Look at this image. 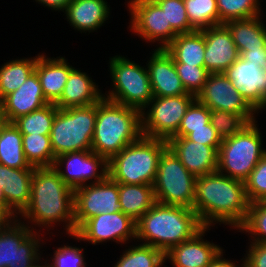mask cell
Returning a JSON list of instances; mask_svg holds the SVG:
<instances>
[{
  "mask_svg": "<svg viewBox=\"0 0 266 267\" xmlns=\"http://www.w3.org/2000/svg\"><path fill=\"white\" fill-rule=\"evenodd\" d=\"M49 104L43 95L41 83L34 71L27 80L1 100V112L13 123L21 116L43 108Z\"/></svg>",
  "mask_w": 266,
  "mask_h": 267,
  "instance_id": "obj_23",
  "label": "cell"
},
{
  "mask_svg": "<svg viewBox=\"0 0 266 267\" xmlns=\"http://www.w3.org/2000/svg\"><path fill=\"white\" fill-rule=\"evenodd\" d=\"M210 122V109L196 99L187 108L180 127L173 137H187L191 129L206 128Z\"/></svg>",
  "mask_w": 266,
  "mask_h": 267,
  "instance_id": "obj_39",
  "label": "cell"
},
{
  "mask_svg": "<svg viewBox=\"0 0 266 267\" xmlns=\"http://www.w3.org/2000/svg\"><path fill=\"white\" fill-rule=\"evenodd\" d=\"M211 227H204L193 238L173 246L165 253V261L173 267H208L222 248L203 237Z\"/></svg>",
  "mask_w": 266,
  "mask_h": 267,
  "instance_id": "obj_22",
  "label": "cell"
},
{
  "mask_svg": "<svg viewBox=\"0 0 266 267\" xmlns=\"http://www.w3.org/2000/svg\"><path fill=\"white\" fill-rule=\"evenodd\" d=\"M35 2L48 7V9L64 12L71 0H35Z\"/></svg>",
  "mask_w": 266,
  "mask_h": 267,
  "instance_id": "obj_48",
  "label": "cell"
},
{
  "mask_svg": "<svg viewBox=\"0 0 266 267\" xmlns=\"http://www.w3.org/2000/svg\"><path fill=\"white\" fill-rule=\"evenodd\" d=\"M203 228L193 209L156 202L136 222V240L166 253L173 246L193 238Z\"/></svg>",
  "mask_w": 266,
  "mask_h": 267,
  "instance_id": "obj_3",
  "label": "cell"
},
{
  "mask_svg": "<svg viewBox=\"0 0 266 267\" xmlns=\"http://www.w3.org/2000/svg\"><path fill=\"white\" fill-rule=\"evenodd\" d=\"M258 121L246 124L238 133L222 140L218 149L217 171L245 181L266 154Z\"/></svg>",
  "mask_w": 266,
  "mask_h": 267,
  "instance_id": "obj_6",
  "label": "cell"
},
{
  "mask_svg": "<svg viewBox=\"0 0 266 267\" xmlns=\"http://www.w3.org/2000/svg\"><path fill=\"white\" fill-rule=\"evenodd\" d=\"M45 262H43V260H39L37 263H35L34 265H32L31 267H48L47 266V261H49V260H44ZM41 262V263H40ZM44 263V264H43ZM41 264H43V265H41Z\"/></svg>",
  "mask_w": 266,
  "mask_h": 267,
  "instance_id": "obj_51",
  "label": "cell"
},
{
  "mask_svg": "<svg viewBox=\"0 0 266 267\" xmlns=\"http://www.w3.org/2000/svg\"><path fill=\"white\" fill-rule=\"evenodd\" d=\"M238 230L250 235V242H266V201L250 203L248 216Z\"/></svg>",
  "mask_w": 266,
  "mask_h": 267,
  "instance_id": "obj_37",
  "label": "cell"
},
{
  "mask_svg": "<svg viewBox=\"0 0 266 267\" xmlns=\"http://www.w3.org/2000/svg\"><path fill=\"white\" fill-rule=\"evenodd\" d=\"M195 98L210 110H224L238 114L247 123L256 121L255 115L258 112L224 73H209L203 88Z\"/></svg>",
  "mask_w": 266,
  "mask_h": 267,
  "instance_id": "obj_13",
  "label": "cell"
},
{
  "mask_svg": "<svg viewBox=\"0 0 266 267\" xmlns=\"http://www.w3.org/2000/svg\"><path fill=\"white\" fill-rule=\"evenodd\" d=\"M224 75L259 113L266 108V72L251 61L239 57ZM260 110V111H259Z\"/></svg>",
  "mask_w": 266,
  "mask_h": 267,
  "instance_id": "obj_17",
  "label": "cell"
},
{
  "mask_svg": "<svg viewBox=\"0 0 266 267\" xmlns=\"http://www.w3.org/2000/svg\"><path fill=\"white\" fill-rule=\"evenodd\" d=\"M190 24L196 30L219 25L216 0H184Z\"/></svg>",
  "mask_w": 266,
  "mask_h": 267,
  "instance_id": "obj_35",
  "label": "cell"
},
{
  "mask_svg": "<svg viewBox=\"0 0 266 267\" xmlns=\"http://www.w3.org/2000/svg\"><path fill=\"white\" fill-rule=\"evenodd\" d=\"M14 217L8 211H0V226L10 223Z\"/></svg>",
  "mask_w": 266,
  "mask_h": 267,
  "instance_id": "obj_49",
  "label": "cell"
},
{
  "mask_svg": "<svg viewBox=\"0 0 266 267\" xmlns=\"http://www.w3.org/2000/svg\"><path fill=\"white\" fill-rule=\"evenodd\" d=\"M8 123H9V121H8L7 117L2 112H0V136H1L3 129L5 128V126Z\"/></svg>",
  "mask_w": 266,
  "mask_h": 267,
  "instance_id": "obj_50",
  "label": "cell"
},
{
  "mask_svg": "<svg viewBox=\"0 0 266 267\" xmlns=\"http://www.w3.org/2000/svg\"><path fill=\"white\" fill-rule=\"evenodd\" d=\"M262 19V15H259L225 23L232 34L239 55L247 49H264L266 47V26Z\"/></svg>",
  "mask_w": 266,
  "mask_h": 267,
  "instance_id": "obj_27",
  "label": "cell"
},
{
  "mask_svg": "<svg viewBox=\"0 0 266 267\" xmlns=\"http://www.w3.org/2000/svg\"><path fill=\"white\" fill-rule=\"evenodd\" d=\"M187 138L207 146H220L222 143L221 138L210 122L206 125V128L191 129V133Z\"/></svg>",
  "mask_w": 266,
  "mask_h": 267,
  "instance_id": "obj_44",
  "label": "cell"
},
{
  "mask_svg": "<svg viewBox=\"0 0 266 267\" xmlns=\"http://www.w3.org/2000/svg\"><path fill=\"white\" fill-rule=\"evenodd\" d=\"M204 67L209 73H224L240 57L225 24L204 29Z\"/></svg>",
  "mask_w": 266,
  "mask_h": 267,
  "instance_id": "obj_19",
  "label": "cell"
},
{
  "mask_svg": "<svg viewBox=\"0 0 266 267\" xmlns=\"http://www.w3.org/2000/svg\"><path fill=\"white\" fill-rule=\"evenodd\" d=\"M165 11L167 24L177 34L190 33L196 29L190 24L184 0H154Z\"/></svg>",
  "mask_w": 266,
  "mask_h": 267,
  "instance_id": "obj_38",
  "label": "cell"
},
{
  "mask_svg": "<svg viewBox=\"0 0 266 267\" xmlns=\"http://www.w3.org/2000/svg\"><path fill=\"white\" fill-rule=\"evenodd\" d=\"M250 203L266 201V154L244 181Z\"/></svg>",
  "mask_w": 266,
  "mask_h": 267,
  "instance_id": "obj_42",
  "label": "cell"
},
{
  "mask_svg": "<svg viewBox=\"0 0 266 267\" xmlns=\"http://www.w3.org/2000/svg\"><path fill=\"white\" fill-rule=\"evenodd\" d=\"M246 251L244 267H266V242H251Z\"/></svg>",
  "mask_w": 266,
  "mask_h": 267,
  "instance_id": "obj_45",
  "label": "cell"
},
{
  "mask_svg": "<svg viewBox=\"0 0 266 267\" xmlns=\"http://www.w3.org/2000/svg\"><path fill=\"white\" fill-rule=\"evenodd\" d=\"M195 99L192 94L153 97L141 111L142 136L168 141L177 133L187 108Z\"/></svg>",
  "mask_w": 266,
  "mask_h": 267,
  "instance_id": "obj_11",
  "label": "cell"
},
{
  "mask_svg": "<svg viewBox=\"0 0 266 267\" xmlns=\"http://www.w3.org/2000/svg\"><path fill=\"white\" fill-rule=\"evenodd\" d=\"M37 231L18 218L0 226V267H31L42 259L39 248L44 239Z\"/></svg>",
  "mask_w": 266,
  "mask_h": 267,
  "instance_id": "obj_10",
  "label": "cell"
},
{
  "mask_svg": "<svg viewBox=\"0 0 266 267\" xmlns=\"http://www.w3.org/2000/svg\"><path fill=\"white\" fill-rule=\"evenodd\" d=\"M108 6L106 0H71L64 14L75 30L90 33L105 25L110 16Z\"/></svg>",
  "mask_w": 266,
  "mask_h": 267,
  "instance_id": "obj_25",
  "label": "cell"
},
{
  "mask_svg": "<svg viewBox=\"0 0 266 267\" xmlns=\"http://www.w3.org/2000/svg\"><path fill=\"white\" fill-rule=\"evenodd\" d=\"M210 123L221 140L230 138L248 124L240 115L224 110H210Z\"/></svg>",
  "mask_w": 266,
  "mask_h": 267,
  "instance_id": "obj_40",
  "label": "cell"
},
{
  "mask_svg": "<svg viewBox=\"0 0 266 267\" xmlns=\"http://www.w3.org/2000/svg\"><path fill=\"white\" fill-rule=\"evenodd\" d=\"M52 167L64 183L73 190L86 186L88 182L89 184L98 183L108 177V160L92 150L59 155L55 158Z\"/></svg>",
  "mask_w": 266,
  "mask_h": 267,
  "instance_id": "obj_12",
  "label": "cell"
},
{
  "mask_svg": "<svg viewBox=\"0 0 266 267\" xmlns=\"http://www.w3.org/2000/svg\"><path fill=\"white\" fill-rule=\"evenodd\" d=\"M109 60L113 88L103 94L104 99L143 111L154 97L147 68L122 55Z\"/></svg>",
  "mask_w": 266,
  "mask_h": 267,
  "instance_id": "obj_8",
  "label": "cell"
},
{
  "mask_svg": "<svg viewBox=\"0 0 266 267\" xmlns=\"http://www.w3.org/2000/svg\"><path fill=\"white\" fill-rule=\"evenodd\" d=\"M67 61L65 57L51 58L39 53L35 72L39 77L43 95L49 103L55 104L60 99L68 76L75 68Z\"/></svg>",
  "mask_w": 266,
  "mask_h": 267,
  "instance_id": "obj_24",
  "label": "cell"
},
{
  "mask_svg": "<svg viewBox=\"0 0 266 267\" xmlns=\"http://www.w3.org/2000/svg\"><path fill=\"white\" fill-rule=\"evenodd\" d=\"M196 177L167 148L161 155L153 184L156 202L193 209Z\"/></svg>",
  "mask_w": 266,
  "mask_h": 267,
  "instance_id": "obj_9",
  "label": "cell"
},
{
  "mask_svg": "<svg viewBox=\"0 0 266 267\" xmlns=\"http://www.w3.org/2000/svg\"><path fill=\"white\" fill-rule=\"evenodd\" d=\"M146 63L154 97L189 94L177 74L174 60L165 48H156Z\"/></svg>",
  "mask_w": 266,
  "mask_h": 267,
  "instance_id": "obj_21",
  "label": "cell"
},
{
  "mask_svg": "<svg viewBox=\"0 0 266 267\" xmlns=\"http://www.w3.org/2000/svg\"><path fill=\"white\" fill-rule=\"evenodd\" d=\"M18 219L47 231L63 222L66 234H75L74 190L53 167L34 168L29 205Z\"/></svg>",
  "mask_w": 266,
  "mask_h": 267,
  "instance_id": "obj_2",
  "label": "cell"
},
{
  "mask_svg": "<svg viewBox=\"0 0 266 267\" xmlns=\"http://www.w3.org/2000/svg\"><path fill=\"white\" fill-rule=\"evenodd\" d=\"M34 169H15L0 164V204L18 218L29 205Z\"/></svg>",
  "mask_w": 266,
  "mask_h": 267,
  "instance_id": "obj_18",
  "label": "cell"
},
{
  "mask_svg": "<svg viewBox=\"0 0 266 267\" xmlns=\"http://www.w3.org/2000/svg\"><path fill=\"white\" fill-rule=\"evenodd\" d=\"M219 25L228 21L248 19L262 15L259 0H216Z\"/></svg>",
  "mask_w": 266,
  "mask_h": 267,
  "instance_id": "obj_36",
  "label": "cell"
},
{
  "mask_svg": "<svg viewBox=\"0 0 266 267\" xmlns=\"http://www.w3.org/2000/svg\"><path fill=\"white\" fill-rule=\"evenodd\" d=\"M122 254L114 267H167L165 253L150 245H130Z\"/></svg>",
  "mask_w": 266,
  "mask_h": 267,
  "instance_id": "obj_32",
  "label": "cell"
},
{
  "mask_svg": "<svg viewBox=\"0 0 266 267\" xmlns=\"http://www.w3.org/2000/svg\"><path fill=\"white\" fill-rule=\"evenodd\" d=\"M35 57L9 60L0 66V100L18 89L35 71Z\"/></svg>",
  "mask_w": 266,
  "mask_h": 267,
  "instance_id": "obj_31",
  "label": "cell"
},
{
  "mask_svg": "<svg viewBox=\"0 0 266 267\" xmlns=\"http://www.w3.org/2000/svg\"><path fill=\"white\" fill-rule=\"evenodd\" d=\"M83 248L63 245L53 252L52 262L48 267H86Z\"/></svg>",
  "mask_w": 266,
  "mask_h": 267,
  "instance_id": "obj_43",
  "label": "cell"
},
{
  "mask_svg": "<svg viewBox=\"0 0 266 267\" xmlns=\"http://www.w3.org/2000/svg\"><path fill=\"white\" fill-rule=\"evenodd\" d=\"M167 144L184 167L195 177L217 171L219 146L203 145L187 137H172Z\"/></svg>",
  "mask_w": 266,
  "mask_h": 267,
  "instance_id": "obj_20",
  "label": "cell"
},
{
  "mask_svg": "<svg viewBox=\"0 0 266 267\" xmlns=\"http://www.w3.org/2000/svg\"><path fill=\"white\" fill-rule=\"evenodd\" d=\"M223 249L217 254V256L211 261V264L208 267H244V259L242 264L239 266L236 264V262H232V260L225 259L223 257Z\"/></svg>",
  "mask_w": 266,
  "mask_h": 267,
  "instance_id": "obj_47",
  "label": "cell"
},
{
  "mask_svg": "<svg viewBox=\"0 0 266 267\" xmlns=\"http://www.w3.org/2000/svg\"><path fill=\"white\" fill-rule=\"evenodd\" d=\"M0 211H7V210L0 204Z\"/></svg>",
  "mask_w": 266,
  "mask_h": 267,
  "instance_id": "obj_52",
  "label": "cell"
},
{
  "mask_svg": "<svg viewBox=\"0 0 266 267\" xmlns=\"http://www.w3.org/2000/svg\"><path fill=\"white\" fill-rule=\"evenodd\" d=\"M25 157L35 168L52 167L55 156L51 146L50 135L22 134Z\"/></svg>",
  "mask_w": 266,
  "mask_h": 267,
  "instance_id": "obj_33",
  "label": "cell"
},
{
  "mask_svg": "<svg viewBox=\"0 0 266 267\" xmlns=\"http://www.w3.org/2000/svg\"><path fill=\"white\" fill-rule=\"evenodd\" d=\"M142 136L141 112L107 99L96 103L92 151L108 161Z\"/></svg>",
  "mask_w": 266,
  "mask_h": 267,
  "instance_id": "obj_4",
  "label": "cell"
},
{
  "mask_svg": "<svg viewBox=\"0 0 266 267\" xmlns=\"http://www.w3.org/2000/svg\"><path fill=\"white\" fill-rule=\"evenodd\" d=\"M120 211L119 183L109 176L98 183L87 184L74 190L75 231L88 219Z\"/></svg>",
  "mask_w": 266,
  "mask_h": 267,
  "instance_id": "obj_15",
  "label": "cell"
},
{
  "mask_svg": "<svg viewBox=\"0 0 266 267\" xmlns=\"http://www.w3.org/2000/svg\"><path fill=\"white\" fill-rule=\"evenodd\" d=\"M0 164L15 169H34L27 161L22 145V134L8 123L0 136Z\"/></svg>",
  "mask_w": 266,
  "mask_h": 267,
  "instance_id": "obj_30",
  "label": "cell"
},
{
  "mask_svg": "<svg viewBox=\"0 0 266 267\" xmlns=\"http://www.w3.org/2000/svg\"><path fill=\"white\" fill-rule=\"evenodd\" d=\"M174 65L187 93L196 97L203 88L209 72L204 66L187 65L184 63H174Z\"/></svg>",
  "mask_w": 266,
  "mask_h": 267,
  "instance_id": "obj_41",
  "label": "cell"
},
{
  "mask_svg": "<svg viewBox=\"0 0 266 267\" xmlns=\"http://www.w3.org/2000/svg\"><path fill=\"white\" fill-rule=\"evenodd\" d=\"M58 107L49 103L43 108L16 119L13 124L21 134L50 135Z\"/></svg>",
  "mask_w": 266,
  "mask_h": 267,
  "instance_id": "obj_34",
  "label": "cell"
},
{
  "mask_svg": "<svg viewBox=\"0 0 266 267\" xmlns=\"http://www.w3.org/2000/svg\"><path fill=\"white\" fill-rule=\"evenodd\" d=\"M128 3L130 31L145 42L156 43L157 48H166L178 35L170 24H167L165 11L154 0H130Z\"/></svg>",
  "mask_w": 266,
  "mask_h": 267,
  "instance_id": "obj_14",
  "label": "cell"
},
{
  "mask_svg": "<svg viewBox=\"0 0 266 267\" xmlns=\"http://www.w3.org/2000/svg\"><path fill=\"white\" fill-rule=\"evenodd\" d=\"M70 236L93 245L110 240L122 245L132 239L136 240V222L121 210L115 213H102L86 220L75 234Z\"/></svg>",
  "mask_w": 266,
  "mask_h": 267,
  "instance_id": "obj_16",
  "label": "cell"
},
{
  "mask_svg": "<svg viewBox=\"0 0 266 267\" xmlns=\"http://www.w3.org/2000/svg\"><path fill=\"white\" fill-rule=\"evenodd\" d=\"M245 61H251L266 72V47L264 49H247L241 55Z\"/></svg>",
  "mask_w": 266,
  "mask_h": 267,
  "instance_id": "obj_46",
  "label": "cell"
},
{
  "mask_svg": "<svg viewBox=\"0 0 266 267\" xmlns=\"http://www.w3.org/2000/svg\"><path fill=\"white\" fill-rule=\"evenodd\" d=\"M95 123L96 103L58 108L50 133L55 158L69 152L91 150Z\"/></svg>",
  "mask_w": 266,
  "mask_h": 267,
  "instance_id": "obj_7",
  "label": "cell"
},
{
  "mask_svg": "<svg viewBox=\"0 0 266 267\" xmlns=\"http://www.w3.org/2000/svg\"><path fill=\"white\" fill-rule=\"evenodd\" d=\"M155 203L153 185L119 183L120 210L135 222Z\"/></svg>",
  "mask_w": 266,
  "mask_h": 267,
  "instance_id": "obj_29",
  "label": "cell"
},
{
  "mask_svg": "<svg viewBox=\"0 0 266 267\" xmlns=\"http://www.w3.org/2000/svg\"><path fill=\"white\" fill-rule=\"evenodd\" d=\"M165 49L172 56L174 63L204 66V29L178 34Z\"/></svg>",
  "mask_w": 266,
  "mask_h": 267,
  "instance_id": "obj_28",
  "label": "cell"
},
{
  "mask_svg": "<svg viewBox=\"0 0 266 267\" xmlns=\"http://www.w3.org/2000/svg\"><path fill=\"white\" fill-rule=\"evenodd\" d=\"M166 140L141 136L108 161V176L117 183L153 185Z\"/></svg>",
  "mask_w": 266,
  "mask_h": 267,
  "instance_id": "obj_5",
  "label": "cell"
},
{
  "mask_svg": "<svg viewBox=\"0 0 266 267\" xmlns=\"http://www.w3.org/2000/svg\"><path fill=\"white\" fill-rule=\"evenodd\" d=\"M100 91L98 84L93 82L86 72L74 68L68 76L62 96L55 105L59 109L89 106L104 98Z\"/></svg>",
  "mask_w": 266,
  "mask_h": 267,
  "instance_id": "obj_26",
  "label": "cell"
},
{
  "mask_svg": "<svg viewBox=\"0 0 266 267\" xmlns=\"http://www.w3.org/2000/svg\"><path fill=\"white\" fill-rule=\"evenodd\" d=\"M245 183L218 171L196 177L193 210L204 227L229 225L238 230L248 216Z\"/></svg>",
  "mask_w": 266,
  "mask_h": 267,
  "instance_id": "obj_1",
  "label": "cell"
}]
</instances>
